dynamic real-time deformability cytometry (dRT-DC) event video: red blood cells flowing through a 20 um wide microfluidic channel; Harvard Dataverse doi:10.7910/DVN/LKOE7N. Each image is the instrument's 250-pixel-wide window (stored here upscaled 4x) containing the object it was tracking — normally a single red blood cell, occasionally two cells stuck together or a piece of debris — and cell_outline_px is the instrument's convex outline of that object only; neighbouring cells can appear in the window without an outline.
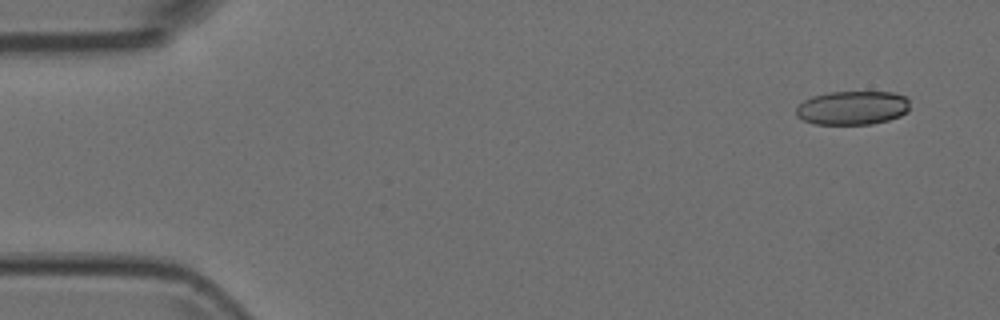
{"species": "Egyptian fruit bat (a non-hibernating species)", "species_latin": "Rousettus aegyptiacus", "temperature_condition": "room temperature", "stored_images_in_passage": 8, "camera_frame_rate_fps": 3000, "um_per_image_px": 0.085, "animal": {"sex": "female"}, "frame": {"image": 1, "passage_image": 1, "time_ms": 0.0, "image_size_px": [1000, 320], "cell_outline_px": [[908, 112], [900, 116], [888, 120], [872, 124], [816, 124], [804, 120], [796, 116], [796, 108], [804, 100], [812, 96], [828, 92], [892, 92], [904, 96], [908, 100]], "centroid_in_image_um": [72.45, 9.16], "position_along_channel_um": 12.5, "area_um2": 22.43}}
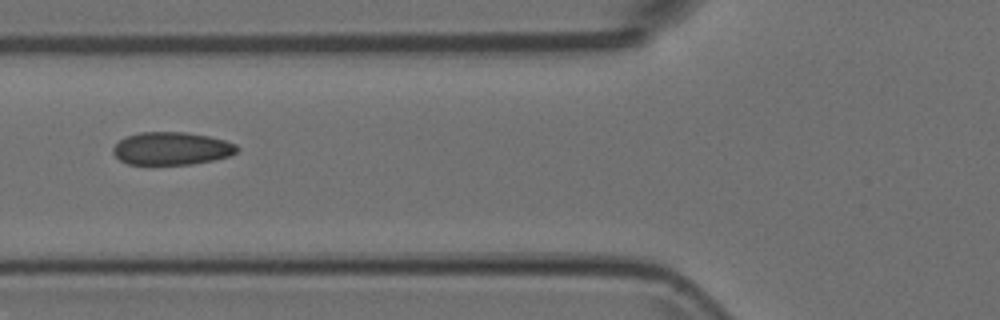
{"frame": {"image": 2, "passage_image": 6, "time_ms": 1.667, "image_size_px": [1000, 320], "cell_outline_px": [[240, 148], [236, 152], [228, 156], [212, 160], [192, 164], [128, 164], [120, 160], [112, 152], [112, 148], [124, 136], [140, 132], [188, 132], [208, 136], [224, 140], [236, 144]], "centroid_in_image_um": [14.57, 12.61], "position_along_channel_um": 111.2, "area_um2": 23.7}}
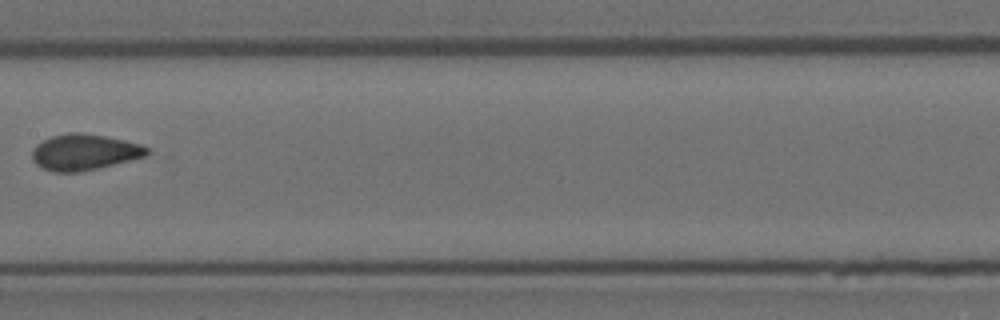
{"frame": {"image": 3, "passage_image": 8, "time_ms": 2.333, "image_size_px": [1000, 320], "cell_outline_px": [[152, 152], [148, 156], [80, 172], [52, 172], [36, 164], [32, 160], [32, 152], [36, 144], [52, 136], [68, 132], [80, 132], [104, 136], [124, 140], [140, 144], [148, 148]], "centroid_in_image_um": [7.18, 12.93], "position_along_channel_um": 200.2, "area_um2": 24.16}}